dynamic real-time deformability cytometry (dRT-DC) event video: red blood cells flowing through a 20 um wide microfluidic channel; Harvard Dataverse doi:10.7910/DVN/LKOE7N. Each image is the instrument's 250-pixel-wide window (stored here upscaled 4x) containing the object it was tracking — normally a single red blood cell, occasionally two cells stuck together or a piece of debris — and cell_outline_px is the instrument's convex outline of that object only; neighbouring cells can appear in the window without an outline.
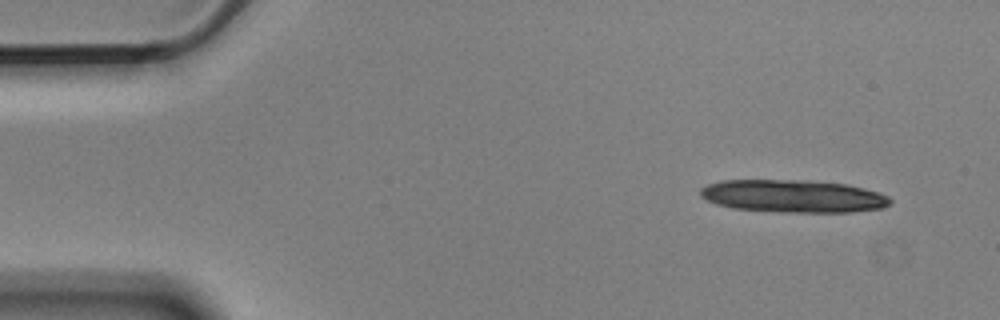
{"species": "Egyptian fruit bat (a non-hibernating species)", "species_latin": "Rousettus aegyptiacus", "temperature_condition": "cold", "stored_images_in_passage": 5, "camera_frame_rate_fps": 3000, "um_per_image_px": 0.085, "animal": {"sex": "male"}, "frame": {"image": 1, "passage_image": 1, "time_ms": 0.0, "image_size_px": [1000, 320], "cell_outline_px": [[892, 204], [884, 208], [852, 212], [780, 212], [732, 208], [716, 204], [700, 196], [700, 188], [708, 184], [720, 180], [808, 180], [848, 184], [880, 192], [888, 196], [892, 200]], "centroid_in_image_um": [67.46, 16.67], "position_along_channel_um": 17.5, "area_um2": 36.53}}
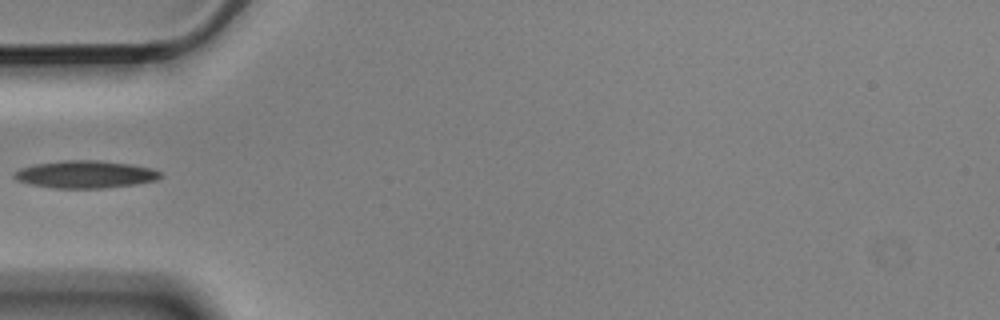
{"frame": {"image": 2, "passage_image": 5, "time_ms": 1.333, "image_size_px": [1000, 320], "cell_outline_px": [[160, 176], [156, 180], [136, 184], [104, 188], [52, 188], [32, 184], [16, 180], [12, 176], [20, 168], [36, 164], [64, 160], [96, 160], [132, 164], [152, 168], [160, 172]], "centroid_in_image_um": [7.25, 14.82], "position_along_channel_um": 77.7, "area_um2": 23.29}}